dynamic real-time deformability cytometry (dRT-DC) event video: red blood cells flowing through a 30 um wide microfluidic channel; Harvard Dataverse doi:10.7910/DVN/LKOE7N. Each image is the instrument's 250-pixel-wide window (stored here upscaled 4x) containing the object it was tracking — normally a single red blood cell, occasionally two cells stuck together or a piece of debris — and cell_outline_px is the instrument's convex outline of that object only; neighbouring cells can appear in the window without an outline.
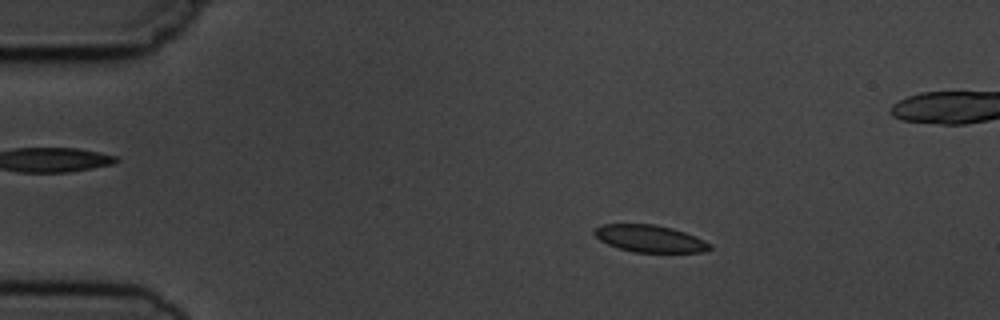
{"species": "common noctule bat (a hibernating species)", "species_latin": "Nyctalus noctula", "temperature_condition": "cold", "stored_images_in_passage": 5, "camera_frame_rate_fps": 3000, "um_per_image_px": 0.085, "animal": {"sex": "male", "body_mass_g": 19.5, "forearm_length_mm": 54.6}, "frame": {"image": 1, "passage_image": 2, "time_ms": 1.0, "image_size_px": [1000, 320], "cell_outline_px": [[712, 248], [704, 252], [632, 252], [608, 244], [600, 240], [592, 232], [596, 228], [604, 224], [652, 224], [672, 228], [684, 232], [704, 240], [712, 244]], "centroid_in_image_um": [55.25, 20.28], "position_along_channel_um": 29.8, "area_um2": 18.09}}
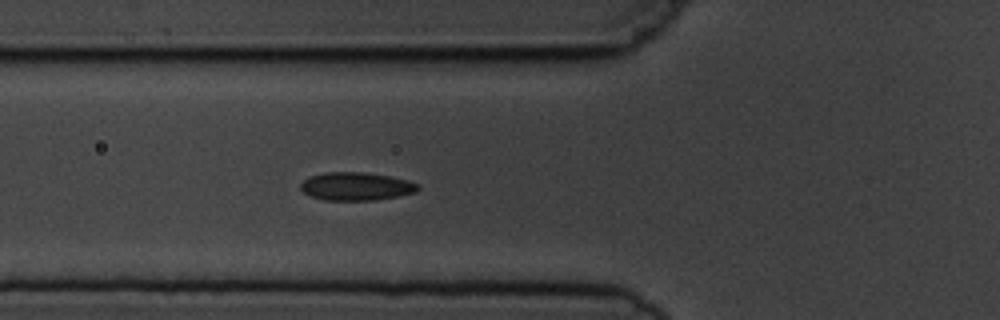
{"frame": {"image": 2, "passage_image": 5, "time_ms": 4.333, "image_size_px": [1000, 320], "cell_outline_px": [[420, 188], [416, 192], [400, 196], [376, 200], [324, 200], [312, 196], [304, 192], [300, 188], [300, 184], [308, 176], [324, 172], [364, 172], [392, 176], [408, 180], [420, 184]], "centroid_in_image_um": [30.31, 15.83], "position_along_channel_um": 95.5, "area_um2": 19.48}}